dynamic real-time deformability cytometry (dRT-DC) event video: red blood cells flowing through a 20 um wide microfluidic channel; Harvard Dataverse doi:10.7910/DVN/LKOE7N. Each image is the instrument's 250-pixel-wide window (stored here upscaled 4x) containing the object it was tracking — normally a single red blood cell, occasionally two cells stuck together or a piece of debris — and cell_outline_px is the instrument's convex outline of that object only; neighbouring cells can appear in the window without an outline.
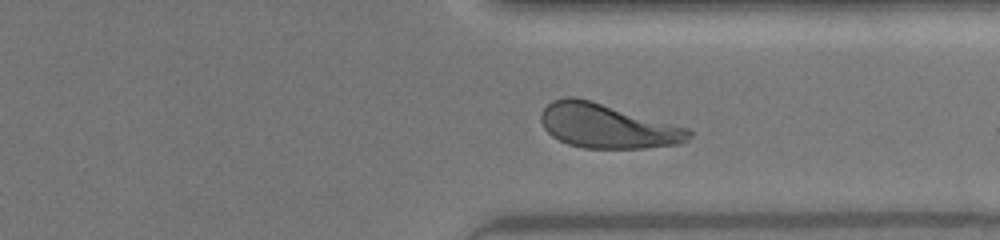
{"species": "human", "species_latin": "Homo sapiens", "temperature_condition": "warm", "stored_images_in_passage": 33, "camera_frame_rate_fps": 3000, "um_per_image_px": 0.085, "donor": {"sex": "female"}, "frame": {"image": 1, "passage_image": 24, "time_ms": 7.667, "image_size_px": [1000, 240], "cell_outline_px": [[692, 136], [688, 140], [680, 144], [648, 148], [584, 148], [568, 144], [552, 136], [544, 128], [540, 120], [540, 116], [544, 108], [552, 100], [564, 96], [572, 96], [592, 100], [688, 128], [692, 132]], "centroid_in_image_um": [51.62, 10.7], "position_along_channel_um": 359.8, "area_um2": 38.38}}